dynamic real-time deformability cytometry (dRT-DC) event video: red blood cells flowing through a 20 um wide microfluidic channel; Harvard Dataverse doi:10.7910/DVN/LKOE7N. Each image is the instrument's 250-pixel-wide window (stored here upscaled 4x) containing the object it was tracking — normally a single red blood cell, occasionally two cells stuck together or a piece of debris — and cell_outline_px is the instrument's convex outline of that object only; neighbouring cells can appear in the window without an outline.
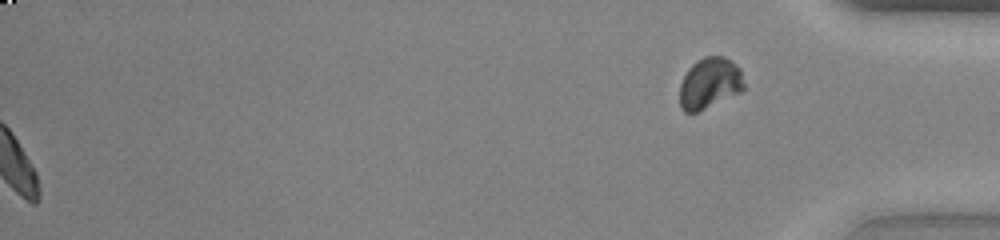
{"species": "common noctule bat (a hibernating species)", "species_latin": "Nyctalus noctula", "temperature_condition": "warm", "stored_images_in_passage": 52, "segment_of_instrument_passage": [2, 2], "camera_frame_rate_fps": 3000, "um_per_image_px": 0.085, "animal": {"sex": "female", "body_mass_g": 23.0, "forearm_length_mm": 53.4}, "frame": {"image": 1, "passage_image": 52, "time_ms": 17.0, "image_size_px": [1000, 240], "cell_outline_px": [[744, 88], [740, 92], [696, 112], [684, 112], [680, 108], [680, 84], [688, 68], [696, 60], [704, 56], [724, 56], [732, 60], [740, 68], [744, 84]], "centroid_in_image_um": [60.31, 7.04], "position_along_channel_um": 374.9, "area_um2": 19.13}}